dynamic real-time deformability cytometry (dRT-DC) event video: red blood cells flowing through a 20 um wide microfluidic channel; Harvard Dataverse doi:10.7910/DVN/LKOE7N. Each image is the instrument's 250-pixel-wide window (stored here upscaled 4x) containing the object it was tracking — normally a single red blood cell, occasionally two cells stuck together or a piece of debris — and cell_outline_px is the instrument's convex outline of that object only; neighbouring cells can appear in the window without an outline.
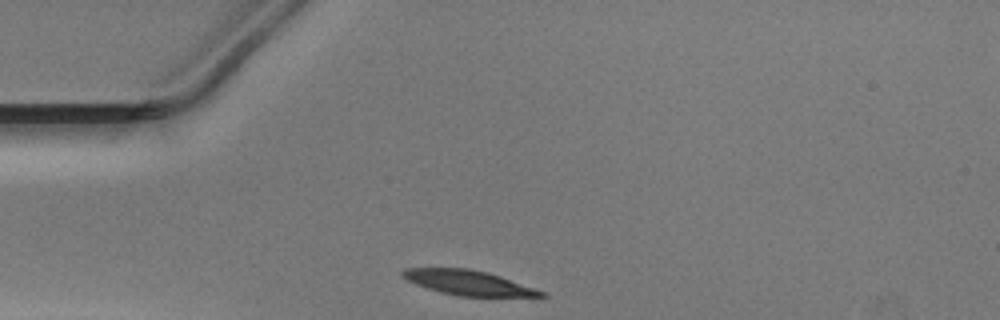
{"species": "Egyptian fruit bat (a non-hibernating species)", "species_latin": "Rousettus aegyptiacus", "temperature_condition": "warm", "stored_images_in_passage": 28, "camera_frame_rate_fps": 3000, "um_per_image_px": 0.085, "animal": {"sex": "male"}, "frame": {"image": 1, "passage_image": 1, "time_ms": 0.0, "image_size_px": [1000, 320], "cell_outline_px": [[548, 296], [456, 296], [440, 292], [416, 284], [400, 276], [400, 272], [404, 268], [468, 268], [488, 272], [500, 276], [544, 292]], "centroid_in_image_um": [39.73, 24.02], "position_along_channel_um": 45.3, "area_um2": 19.77}}
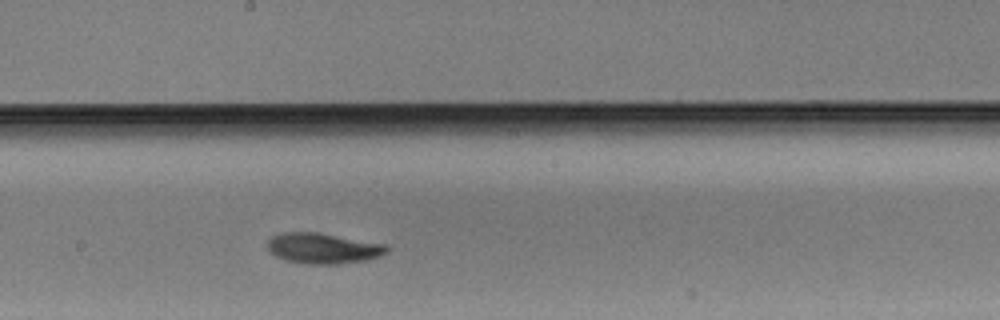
{"frame": {"image": 2, "passage_image": 16, "time_ms": 5.0, "image_size_px": [1000, 320], "cell_outline_px": [[392, 248], [388, 252], [380, 256], [368, 260], [340, 264], [304, 264], [284, 260], [276, 256], [268, 248], [268, 240], [272, 236], [284, 232], [316, 232], [388, 244]], "centroid_in_image_um": [27.53, 21.11], "position_along_channel_um": 220.7, "area_um2": 21.56}}
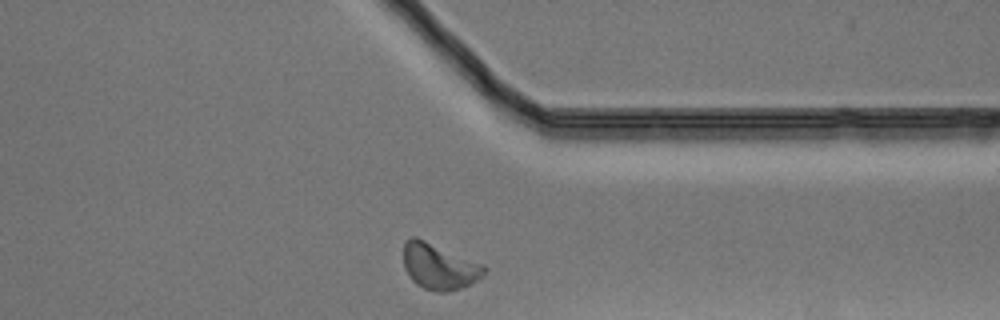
{"frame": {"image": 3, "passage_image": 28, "time_ms": 9.0, "image_size_px": [1000, 320], "cell_outline_px": [[488, 268], [472, 284], [448, 292], [436, 292], [424, 288], [416, 284], [408, 276], [404, 268], [404, 240], [408, 236], [416, 236], [484, 264]], "centroid_in_image_um": [37.3, 22.63], "position_along_channel_um": 374.1, "area_um2": 21.85}}